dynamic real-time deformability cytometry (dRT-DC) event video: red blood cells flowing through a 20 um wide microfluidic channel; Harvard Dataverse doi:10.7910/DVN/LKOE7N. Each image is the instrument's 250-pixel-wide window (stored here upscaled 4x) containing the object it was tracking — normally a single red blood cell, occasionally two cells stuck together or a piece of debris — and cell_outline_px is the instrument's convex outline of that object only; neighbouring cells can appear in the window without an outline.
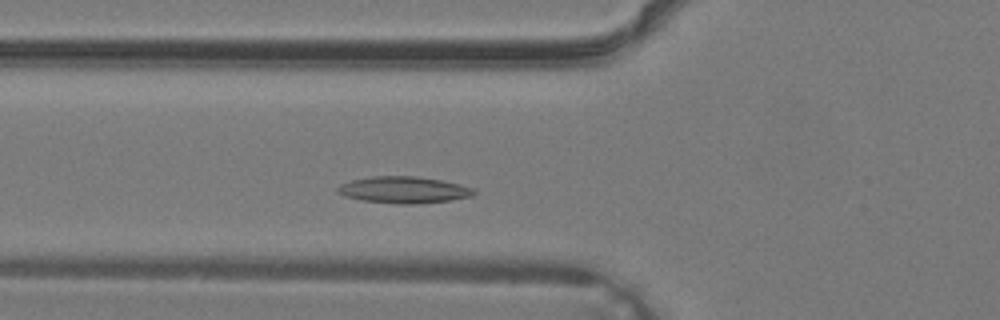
{"species": "common noctule bat (a hibernating species)", "species_latin": "Nyctalus noctula", "temperature_condition": "warm", "stored_images_in_passage": 30, "camera_frame_rate_fps": 3000, "um_per_image_px": 0.085, "animal": {"sex": "male", "body_mass_g": 19.2, "forearm_length_mm": 51.8}, "frame": {"image": 1, "passage_image": 6, "time_ms": 1.667, "image_size_px": [1000, 320], "cell_outline_px": [[476, 192], [472, 196], [452, 200], [416, 204], [396, 204], [364, 200], [344, 196], [336, 192], [336, 188], [340, 184], [352, 180], [372, 176], [416, 176], [440, 180], [460, 184], [472, 188]], "centroid_in_image_um": [34.3, 16.14], "position_along_channel_um": 91.5, "area_um2": 21.15}}
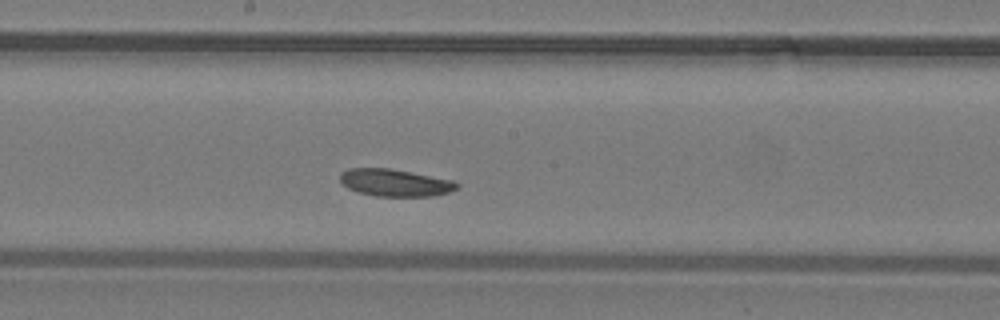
{"frame": {"image": 2, "passage_image": 13, "time_ms": 4.0, "image_size_px": [1000, 320], "cell_outline_px": [[460, 184], [456, 188], [448, 192], [432, 196], [376, 196], [360, 192], [348, 188], [340, 180], [340, 172], [348, 168], [388, 168], [452, 180]], "centroid_in_image_um": [33.55, 15.52], "position_along_channel_um": 214.7, "area_um2": 18.26}}
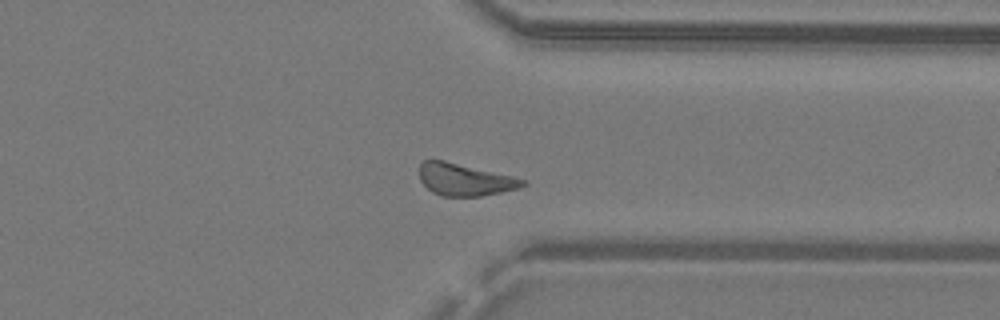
{"frame": {"image": 3, "passage_image": 22, "time_ms": 7.0, "image_size_px": [1000, 320], "cell_outline_px": [[528, 184], [520, 188], [480, 196], [440, 196], [432, 192], [420, 180], [420, 164], [424, 160], [444, 160], [512, 176], [524, 180]], "centroid_in_image_um": [39.5, 15.27], "position_along_channel_um": 371.9, "area_um2": 19.19}}